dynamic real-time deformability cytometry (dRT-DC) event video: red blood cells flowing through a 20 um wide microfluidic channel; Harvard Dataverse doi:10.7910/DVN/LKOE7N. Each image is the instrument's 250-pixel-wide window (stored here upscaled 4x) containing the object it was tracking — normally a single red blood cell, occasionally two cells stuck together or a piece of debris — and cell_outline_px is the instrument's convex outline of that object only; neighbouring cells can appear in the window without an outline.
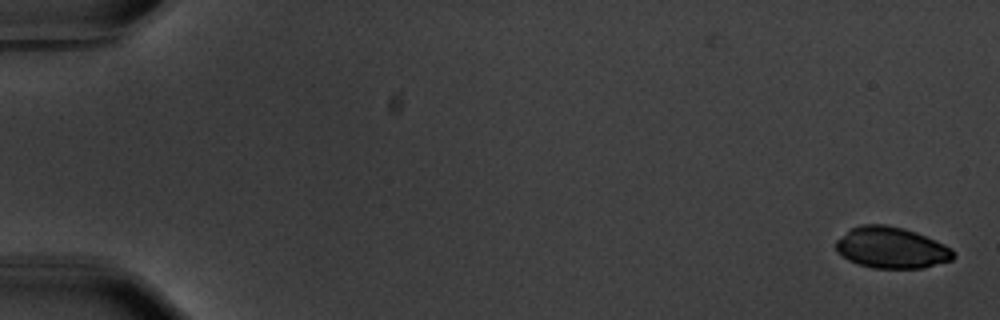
{"species": "common noctule bat (a hibernating species)", "species_latin": "Nyctalus noctula", "temperature_condition": "warm", "stored_images_in_passage": 13, "camera_frame_rate_fps": 3000, "um_per_image_px": 0.085, "animal": {"sex": "male", "body_mass_g": 20.1, "forearm_length_mm": 53.5}, "frame": {"image": 1, "passage_image": 1, "time_ms": 0.0, "image_size_px": [1000, 320], "cell_outline_px": [[956, 256], [952, 260], [924, 268], [872, 268], [848, 260], [836, 252], [836, 240], [852, 228], [860, 224], [884, 224], [904, 228], [916, 232], [944, 244], [952, 248], [956, 252]], "centroid_in_image_um": [75.79, 21.06], "position_along_channel_um": 9.2, "area_um2": 28.38}}